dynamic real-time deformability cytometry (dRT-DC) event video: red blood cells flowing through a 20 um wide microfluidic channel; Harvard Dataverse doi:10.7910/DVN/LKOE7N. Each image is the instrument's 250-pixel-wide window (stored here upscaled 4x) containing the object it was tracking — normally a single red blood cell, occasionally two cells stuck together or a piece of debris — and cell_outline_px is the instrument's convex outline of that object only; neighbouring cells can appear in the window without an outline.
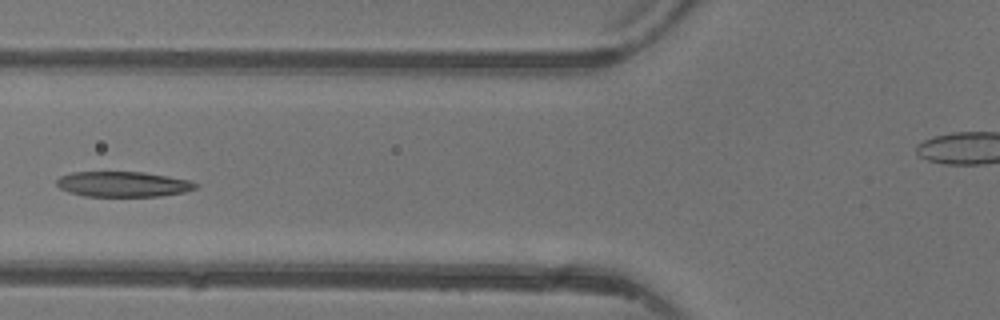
{"species": "common noctule bat (a hibernating species)", "species_latin": "Nyctalus noctula", "temperature_condition": "warm", "stored_images_in_passage": 5, "camera_frame_rate_fps": 3000, "um_per_image_px": 0.085, "animal": {"sex": "female"}, "frame": {"image": 1, "passage_image": 4, "time_ms": 3.667, "image_size_px": [1000, 320], "cell_outline_px": [[200, 184], [196, 188], [184, 192], [160, 196], [84, 196], [68, 192], [60, 188], [56, 184], [56, 180], [60, 176], [72, 172], [144, 172], [168, 176], [188, 180]], "centroid_in_image_um": [10.45, 15.65], "position_along_channel_um": 115.4, "area_um2": 20.52}}
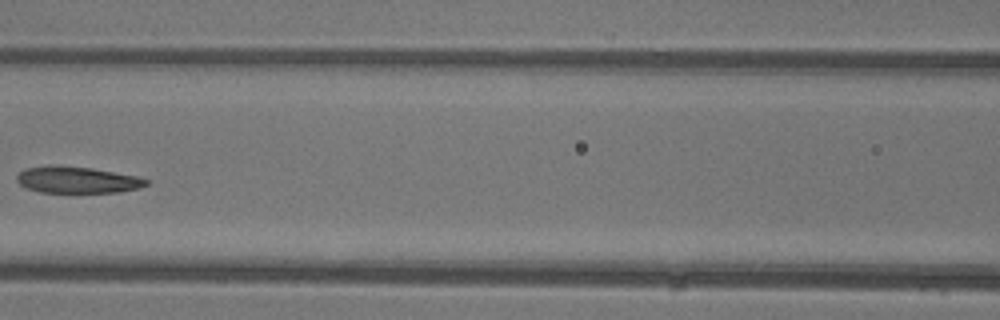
{"frame": {"image": 2, "passage_image": 5, "time_ms": 4.667, "image_size_px": [1000, 320], "cell_outline_px": [[148, 184], [140, 188], [120, 192], [40, 192], [28, 188], [20, 184], [16, 180], [16, 176], [24, 168], [92, 168], [136, 176], [148, 180]], "centroid_in_image_um": [6.63, 15.33], "position_along_channel_um": 160.0, "area_um2": 19.07}}